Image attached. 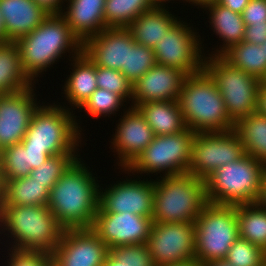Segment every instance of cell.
I'll return each instance as SVG.
<instances>
[{"instance_id":"32","label":"cell","mask_w":266,"mask_h":266,"mask_svg":"<svg viewBox=\"0 0 266 266\" xmlns=\"http://www.w3.org/2000/svg\"><path fill=\"white\" fill-rule=\"evenodd\" d=\"M156 6L154 0H106L105 25L107 28H127L142 12Z\"/></svg>"},{"instance_id":"46","label":"cell","mask_w":266,"mask_h":266,"mask_svg":"<svg viewBox=\"0 0 266 266\" xmlns=\"http://www.w3.org/2000/svg\"><path fill=\"white\" fill-rule=\"evenodd\" d=\"M259 114L266 116V83L262 82L259 91H258V99H257V110Z\"/></svg>"},{"instance_id":"3","label":"cell","mask_w":266,"mask_h":266,"mask_svg":"<svg viewBox=\"0 0 266 266\" xmlns=\"http://www.w3.org/2000/svg\"><path fill=\"white\" fill-rule=\"evenodd\" d=\"M0 234L8 235L11 248L52 254L64 228L47 206L0 205ZM10 233V234H9Z\"/></svg>"},{"instance_id":"11","label":"cell","mask_w":266,"mask_h":266,"mask_svg":"<svg viewBox=\"0 0 266 266\" xmlns=\"http://www.w3.org/2000/svg\"><path fill=\"white\" fill-rule=\"evenodd\" d=\"M192 28L179 18V21L154 46L156 63L178 68L187 75L201 72L205 58L203 42L199 32Z\"/></svg>"},{"instance_id":"37","label":"cell","mask_w":266,"mask_h":266,"mask_svg":"<svg viewBox=\"0 0 266 266\" xmlns=\"http://www.w3.org/2000/svg\"><path fill=\"white\" fill-rule=\"evenodd\" d=\"M225 260L234 266H262L266 262V252L259 246L238 237L228 250Z\"/></svg>"},{"instance_id":"16","label":"cell","mask_w":266,"mask_h":266,"mask_svg":"<svg viewBox=\"0 0 266 266\" xmlns=\"http://www.w3.org/2000/svg\"><path fill=\"white\" fill-rule=\"evenodd\" d=\"M152 223V217H143L128 211L97 212L91 229L112 251L119 246L146 244Z\"/></svg>"},{"instance_id":"8","label":"cell","mask_w":266,"mask_h":266,"mask_svg":"<svg viewBox=\"0 0 266 266\" xmlns=\"http://www.w3.org/2000/svg\"><path fill=\"white\" fill-rule=\"evenodd\" d=\"M194 224L195 259L202 264L225 259L239 237L236 205L208 202Z\"/></svg>"},{"instance_id":"24","label":"cell","mask_w":266,"mask_h":266,"mask_svg":"<svg viewBox=\"0 0 266 266\" xmlns=\"http://www.w3.org/2000/svg\"><path fill=\"white\" fill-rule=\"evenodd\" d=\"M165 8V5H157L153 9L142 12L127 27L136 43L153 49L179 21Z\"/></svg>"},{"instance_id":"49","label":"cell","mask_w":266,"mask_h":266,"mask_svg":"<svg viewBox=\"0 0 266 266\" xmlns=\"http://www.w3.org/2000/svg\"><path fill=\"white\" fill-rule=\"evenodd\" d=\"M258 203L266 209V175L263 180V185L261 189V195L259 197Z\"/></svg>"},{"instance_id":"38","label":"cell","mask_w":266,"mask_h":266,"mask_svg":"<svg viewBox=\"0 0 266 266\" xmlns=\"http://www.w3.org/2000/svg\"><path fill=\"white\" fill-rule=\"evenodd\" d=\"M97 88L106 89L132 102L133 85L119 70L96 66Z\"/></svg>"},{"instance_id":"28","label":"cell","mask_w":266,"mask_h":266,"mask_svg":"<svg viewBox=\"0 0 266 266\" xmlns=\"http://www.w3.org/2000/svg\"><path fill=\"white\" fill-rule=\"evenodd\" d=\"M50 191L30 176L6 180L0 205L47 206Z\"/></svg>"},{"instance_id":"22","label":"cell","mask_w":266,"mask_h":266,"mask_svg":"<svg viewBox=\"0 0 266 266\" xmlns=\"http://www.w3.org/2000/svg\"><path fill=\"white\" fill-rule=\"evenodd\" d=\"M61 15L72 33L83 44L87 39L106 29L104 7L106 0H66ZM67 10V11H66Z\"/></svg>"},{"instance_id":"53","label":"cell","mask_w":266,"mask_h":266,"mask_svg":"<svg viewBox=\"0 0 266 266\" xmlns=\"http://www.w3.org/2000/svg\"><path fill=\"white\" fill-rule=\"evenodd\" d=\"M157 5H166L165 2H170L171 0H154ZM174 1V0H172Z\"/></svg>"},{"instance_id":"12","label":"cell","mask_w":266,"mask_h":266,"mask_svg":"<svg viewBox=\"0 0 266 266\" xmlns=\"http://www.w3.org/2000/svg\"><path fill=\"white\" fill-rule=\"evenodd\" d=\"M244 155L242 142L234 130L199 132L192 142L189 173L205 180L216 169L238 161Z\"/></svg>"},{"instance_id":"48","label":"cell","mask_w":266,"mask_h":266,"mask_svg":"<svg viewBox=\"0 0 266 266\" xmlns=\"http://www.w3.org/2000/svg\"><path fill=\"white\" fill-rule=\"evenodd\" d=\"M183 1V0H182ZM189 2V4H192L194 6H198L197 8H203L207 4H211L214 2H218V0H184L183 2Z\"/></svg>"},{"instance_id":"21","label":"cell","mask_w":266,"mask_h":266,"mask_svg":"<svg viewBox=\"0 0 266 266\" xmlns=\"http://www.w3.org/2000/svg\"><path fill=\"white\" fill-rule=\"evenodd\" d=\"M0 13L8 41L31 33L49 15L34 0H0Z\"/></svg>"},{"instance_id":"13","label":"cell","mask_w":266,"mask_h":266,"mask_svg":"<svg viewBox=\"0 0 266 266\" xmlns=\"http://www.w3.org/2000/svg\"><path fill=\"white\" fill-rule=\"evenodd\" d=\"M146 246L154 266H164L195 259V224L152 223Z\"/></svg>"},{"instance_id":"55","label":"cell","mask_w":266,"mask_h":266,"mask_svg":"<svg viewBox=\"0 0 266 266\" xmlns=\"http://www.w3.org/2000/svg\"><path fill=\"white\" fill-rule=\"evenodd\" d=\"M261 47L264 49V52L266 53V40L261 44Z\"/></svg>"},{"instance_id":"18","label":"cell","mask_w":266,"mask_h":266,"mask_svg":"<svg viewBox=\"0 0 266 266\" xmlns=\"http://www.w3.org/2000/svg\"><path fill=\"white\" fill-rule=\"evenodd\" d=\"M126 107L123 116L116 124L111 146L119 158L120 169H127L154 139L151 127L136 107Z\"/></svg>"},{"instance_id":"41","label":"cell","mask_w":266,"mask_h":266,"mask_svg":"<svg viewBox=\"0 0 266 266\" xmlns=\"http://www.w3.org/2000/svg\"><path fill=\"white\" fill-rule=\"evenodd\" d=\"M245 26L266 22V0H250L241 13Z\"/></svg>"},{"instance_id":"15","label":"cell","mask_w":266,"mask_h":266,"mask_svg":"<svg viewBox=\"0 0 266 266\" xmlns=\"http://www.w3.org/2000/svg\"><path fill=\"white\" fill-rule=\"evenodd\" d=\"M110 250L91 228L64 229L52 266H103Z\"/></svg>"},{"instance_id":"31","label":"cell","mask_w":266,"mask_h":266,"mask_svg":"<svg viewBox=\"0 0 266 266\" xmlns=\"http://www.w3.org/2000/svg\"><path fill=\"white\" fill-rule=\"evenodd\" d=\"M239 237L266 252V209L258 202L236 205Z\"/></svg>"},{"instance_id":"45","label":"cell","mask_w":266,"mask_h":266,"mask_svg":"<svg viewBox=\"0 0 266 266\" xmlns=\"http://www.w3.org/2000/svg\"><path fill=\"white\" fill-rule=\"evenodd\" d=\"M249 2L250 0H218L222 6L240 14Z\"/></svg>"},{"instance_id":"1","label":"cell","mask_w":266,"mask_h":266,"mask_svg":"<svg viewBox=\"0 0 266 266\" xmlns=\"http://www.w3.org/2000/svg\"><path fill=\"white\" fill-rule=\"evenodd\" d=\"M88 167L78 158L50 191L47 207L64 229L91 228L94 221L100 185Z\"/></svg>"},{"instance_id":"29","label":"cell","mask_w":266,"mask_h":266,"mask_svg":"<svg viewBox=\"0 0 266 266\" xmlns=\"http://www.w3.org/2000/svg\"><path fill=\"white\" fill-rule=\"evenodd\" d=\"M245 154L266 165V116L257 111L239 119L234 125Z\"/></svg>"},{"instance_id":"51","label":"cell","mask_w":266,"mask_h":266,"mask_svg":"<svg viewBox=\"0 0 266 266\" xmlns=\"http://www.w3.org/2000/svg\"><path fill=\"white\" fill-rule=\"evenodd\" d=\"M164 266H202V263L199 262L197 259H194V260H187L185 262L164 265Z\"/></svg>"},{"instance_id":"50","label":"cell","mask_w":266,"mask_h":266,"mask_svg":"<svg viewBox=\"0 0 266 266\" xmlns=\"http://www.w3.org/2000/svg\"><path fill=\"white\" fill-rule=\"evenodd\" d=\"M202 266H234L233 264L229 263L227 260H214L207 263H203Z\"/></svg>"},{"instance_id":"35","label":"cell","mask_w":266,"mask_h":266,"mask_svg":"<svg viewBox=\"0 0 266 266\" xmlns=\"http://www.w3.org/2000/svg\"><path fill=\"white\" fill-rule=\"evenodd\" d=\"M27 167L26 148L17 143L0 151V175L2 182L30 175Z\"/></svg>"},{"instance_id":"30","label":"cell","mask_w":266,"mask_h":266,"mask_svg":"<svg viewBox=\"0 0 266 266\" xmlns=\"http://www.w3.org/2000/svg\"><path fill=\"white\" fill-rule=\"evenodd\" d=\"M221 57L232 67L262 82L266 80V53L261 45L242 41L229 48Z\"/></svg>"},{"instance_id":"14","label":"cell","mask_w":266,"mask_h":266,"mask_svg":"<svg viewBox=\"0 0 266 266\" xmlns=\"http://www.w3.org/2000/svg\"><path fill=\"white\" fill-rule=\"evenodd\" d=\"M137 178L116 181L115 184H110L111 187L106 186L105 189L99 187L97 212L126 213L128 211L135 215L152 217L154 179L145 181L140 179L142 177Z\"/></svg>"},{"instance_id":"44","label":"cell","mask_w":266,"mask_h":266,"mask_svg":"<svg viewBox=\"0 0 266 266\" xmlns=\"http://www.w3.org/2000/svg\"><path fill=\"white\" fill-rule=\"evenodd\" d=\"M46 13L61 14L66 0H34ZM63 6V7H62Z\"/></svg>"},{"instance_id":"23","label":"cell","mask_w":266,"mask_h":266,"mask_svg":"<svg viewBox=\"0 0 266 266\" xmlns=\"http://www.w3.org/2000/svg\"><path fill=\"white\" fill-rule=\"evenodd\" d=\"M71 65L68 79L65 80L63 91L65 99L71 106L72 111L81 108L89 99L91 94L97 89L96 65L82 51L76 57L69 59ZM73 106V107H72ZM75 106V109H74Z\"/></svg>"},{"instance_id":"47","label":"cell","mask_w":266,"mask_h":266,"mask_svg":"<svg viewBox=\"0 0 266 266\" xmlns=\"http://www.w3.org/2000/svg\"><path fill=\"white\" fill-rule=\"evenodd\" d=\"M103 266H131L126 262L121 261L111 251L105 258Z\"/></svg>"},{"instance_id":"27","label":"cell","mask_w":266,"mask_h":266,"mask_svg":"<svg viewBox=\"0 0 266 266\" xmlns=\"http://www.w3.org/2000/svg\"><path fill=\"white\" fill-rule=\"evenodd\" d=\"M25 73L15 42H0V95L15 93L33 86Z\"/></svg>"},{"instance_id":"36","label":"cell","mask_w":266,"mask_h":266,"mask_svg":"<svg viewBox=\"0 0 266 266\" xmlns=\"http://www.w3.org/2000/svg\"><path fill=\"white\" fill-rule=\"evenodd\" d=\"M124 102L126 101L118 94L97 88L80 109H84L89 116L98 119L100 116L116 115V112L120 111L119 109H122V106H125Z\"/></svg>"},{"instance_id":"42","label":"cell","mask_w":266,"mask_h":266,"mask_svg":"<svg viewBox=\"0 0 266 266\" xmlns=\"http://www.w3.org/2000/svg\"><path fill=\"white\" fill-rule=\"evenodd\" d=\"M266 40V22L245 26L243 41L261 45Z\"/></svg>"},{"instance_id":"2","label":"cell","mask_w":266,"mask_h":266,"mask_svg":"<svg viewBox=\"0 0 266 266\" xmlns=\"http://www.w3.org/2000/svg\"><path fill=\"white\" fill-rule=\"evenodd\" d=\"M15 43L22 67L34 83L66 52L71 53L68 57L73 55L71 57L74 58L83 47L61 14H49L37 28Z\"/></svg>"},{"instance_id":"39","label":"cell","mask_w":266,"mask_h":266,"mask_svg":"<svg viewBox=\"0 0 266 266\" xmlns=\"http://www.w3.org/2000/svg\"><path fill=\"white\" fill-rule=\"evenodd\" d=\"M121 261L131 266H154L146 244L119 246L111 251Z\"/></svg>"},{"instance_id":"17","label":"cell","mask_w":266,"mask_h":266,"mask_svg":"<svg viewBox=\"0 0 266 266\" xmlns=\"http://www.w3.org/2000/svg\"><path fill=\"white\" fill-rule=\"evenodd\" d=\"M34 86L0 95V151L24 138L31 117L40 104Z\"/></svg>"},{"instance_id":"43","label":"cell","mask_w":266,"mask_h":266,"mask_svg":"<svg viewBox=\"0 0 266 266\" xmlns=\"http://www.w3.org/2000/svg\"><path fill=\"white\" fill-rule=\"evenodd\" d=\"M26 148L27 167L31 170L41 166L51 156L46 149Z\"/></svg>"},{"instance_id":"54","label":"cell","mask_w":266,"mask_h":266,"mask_svg":"<svg viewBox=\"0 0 266 266\" xmlns=\"http://www.w3.org/2000/svg\"><path fill=\"white\" fill-rule=\"evenodd\" d=\"M2 189H3V182H2V179H1V175H0V197H1V194H2Z\"/></svg>"},{"instance_id":"7","label":"cell","mask_w":266,"mask_h":266,"mask_svg":"<svg viewBox=\"0 0 266 266\" xmlns=\"http://www.w3.org/2000/svg\"><path fill=\"white\" fill-rule=\"evenodd\" d=\"M265 175L266 165L245 154L204 180L207 201L225 205L257 203Z\"/></svg>"},{"instance_id":"5","label":"cell","mask_w":266,"mask_h":266,"mask_svg":"<svg viewBox=\"0 0 266 266\" xmlns=\"http://www.w3.org/2000/svg\"><path fill=\"white\" fill-rule=\"evenodd\" d=\"M42 102L34 111L21 143L24 147L46 149L52 155L78 153L82 128L71 108ZM71 110V111H70Z\"/></svg>"},{"instance_id":"20","label":"cell","mask_w":266,"mask_h":266,"mask_svg":"<svg viewBox=\"0 0 266 266\" xmlns=\"http://www.w3.org/2000/svg\"><path fill=\"white\" fill-rule=\"evenodd\" d=\"M133 41L127 28H106L87 39L82 51L96 66L121 72L126 67L127 46Z\"/></svg>"},{"instance_id":"34","label":"cell","mask_w":266,"mask_h":266,"mask_svg":"<svg viewBox=\"0 0 266 266\" xmlns=\"http://www.w3.org/2000/svg\"><path fill=\"white\" fill-rule=\"evenodd\" d=\"M155 64L153 49L133 41L127 46L126 67H121V72L133 85Z\"/></svg>"},{"instance_id":"25","label":"cell","mask_w":266,"mask_h":266,"mask_svg":"<svg viewBox=\"0 0 266 266\" xmlns=\"http://www.w3.org/2000/svg\"><path fill=\"white\" fill-rule=\"evenodd\" d=\"M209 13L210 25L213 32L221 39L222 45L217 47L208 56H221L233 45L243 41L245 24L240 13L234 12L218 2L207 4L203 7Z\"/></svg>"},{"instance_id":"33","label":"cell","mask_w":266,"mask_h":266,"mask_svg":"<svg viewBox=\"0 0 266 266\" xmlns=\"http://www.w3.org/2000/svg\"><path fill=\"white\" fill-rule=\"evenodd\" d=\"M80 157L78 153H64L50 156L38 168L30 172L32 180L42 183L45 188L51 191L54 184L69 169V167Z\"/></svg>"},{"instance_id":"9","label":"cell","mask_w":266,"mask_h":266,"mask_svg":"<svg viewBox=\"0 0 266 266\" xmlns=\"http://www.w3.org/2000/svg\"><path fill=\"white\" fill-rule=\"evenodd\" d=\"M195 134L191 129H187L175 134L154 136L139 157L127 169L121 171L128 176L130 173L134 176L139 173L141 176L142 173L147 176L150 173H159L160 177L189 173Z\"/></svg>"},{"instance_id":"6","label":"cell","mask_w":266,"mask_h":266,"mask_svg":"<svg viewBox=\"0 0 266 266\" xmlns=\"http://www.w3.org/2000/svg\"><path fill=\"white\" fill-rule=\"evenodd\" d=\"M156 179L154 180L153 222H194L208 203L205 181L190 173Z\"/></svg>"},{"instance_id":"26","label":"cell","mask_w":266,"mask_h":266,"mask_svg":"<svg viewBox=\"0 0 266 266\" xmlns=\"http://www.w3.org/2000/svg\"><path fill=\"white\" fill-rule=\"evenodd\" d=\"M155 136L187 130L178 101L145 102L136 106Z\"/></svg>"},{"instance_id":"19","label":"cell","mask_w":266,"mask_h":266,"mask_svg":"<svg viewBox=\"0 0 266 266\" xmlns=\"http://www.w3.org/2000/svg\"><path fill=\"white\" fill-rule=\"evenodd\" d=\"M188 75L178 68L155 64L133 84L132 107L145 102L178 101Z\"/></svg>"},{"instance_id":"10","label":"cell","mask_w":266,"mask_h":266,"mask_svg":"<svg viewBox=\"0 0 266 266\" xmlns=\"http://www.w3.org/2000/svg\"><path fill=\"white\" fill-rule=\"evenodd\" d=\"M203 69L215 81L228 116L234 123L257 110L262 81L232 67L221 56H205Z\"/></svg>"},{"instance_id":"40","label":"cell","mask_w":266,"mask_h":266,"mask_svg":"<svg viewBox=\"0 0 266 266\" xmlns=\"http://www.w3.org/2000/svg\"><path fill=\"white\" fill-rule=\"evenodd\" d=\"M7 266H52L51 254L39 251L8 249Z\"/></svg>"},{"instance_id":"52","label":"cell","mask_w":266,"mask_h":266,"mask_svg":"<svg viewBox=\"0 0 266 266\" xmlns=\"http://www.w3.org/2000/svg\"><path fill=\"white\" fill-rule=\"evenodd\" d=\"M0 42H8V39L6 38V35H5V29H4L1 13H0Z\"/></svg>"},{"instance_id":"4","label":"cell","mask_w":266,"mask_h":266,"mask_svg":"<svg viewBox=\"0 0 266 266\" xmlns=\"http://www.w3.org/2000/svg\"><path fill=\"white\" fill-rule=\"evenodd\" d=\"M178 102L187 129L195 133L234 130L221 93L204 69L185 78Z\"/></svg>"}]
</instances>
